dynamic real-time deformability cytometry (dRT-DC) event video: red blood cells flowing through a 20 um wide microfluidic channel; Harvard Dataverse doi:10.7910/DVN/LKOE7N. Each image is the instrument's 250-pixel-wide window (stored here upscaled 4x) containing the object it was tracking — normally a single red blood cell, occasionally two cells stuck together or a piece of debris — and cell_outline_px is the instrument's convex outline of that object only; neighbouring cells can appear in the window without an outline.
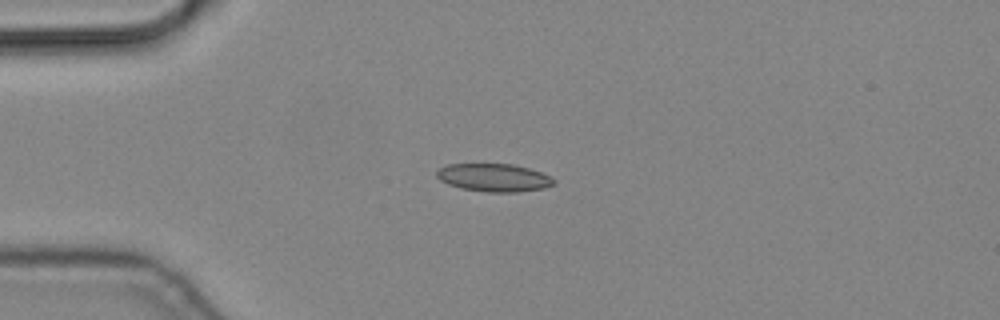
{"species": "common noctule bat (a hibernating species)", "species_latin": "Nyctalus noctula", "temperature_condition": "cold", "stored_images_in_passage": 4, "camera_frame_rate_fps": 3000, "um_per_image_px": 0.085, "animal": {"sex": "male", "body_mass_g": 19.2, "forearm_length_mm": 51.8}, "frame": {"image": 1, "passage_image": 4, "time_ms": 1.0, "image_size_px": [1000, 320], "cell_outline_px": [[556, 184], [544, 188], [516, 192], [488, 192], [460, 188], [448, 184], [440, 180], [436, 176], [436, 172], [440, 168], [448, 164], [512, 164], [528, 168], [552, 176], [556, 180]], "centroid_in_image_um": [42.01, 15.1], "position_along_channel_um": 43.0, "area_um2": 19.13}}